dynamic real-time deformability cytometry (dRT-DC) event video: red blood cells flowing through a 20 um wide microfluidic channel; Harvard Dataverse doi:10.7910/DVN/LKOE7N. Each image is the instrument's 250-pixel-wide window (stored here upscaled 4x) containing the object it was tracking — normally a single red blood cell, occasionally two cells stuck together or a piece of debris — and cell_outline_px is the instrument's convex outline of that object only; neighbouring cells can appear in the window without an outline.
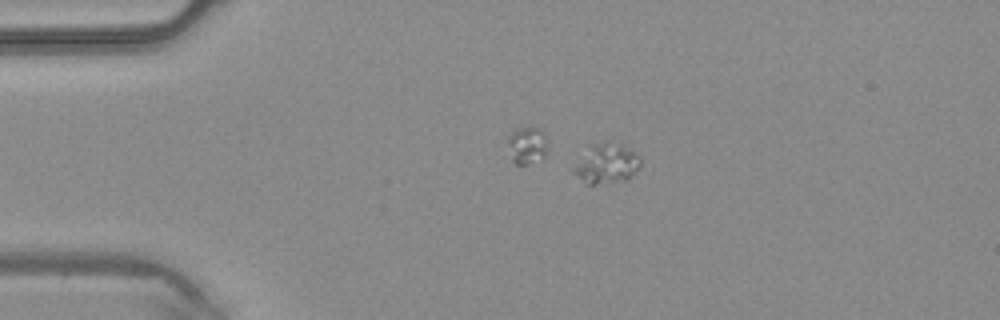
{"species": "common noctule bat (a hibernating species)", "species_latin": "Nyctalus noctula", "temperature_condition": "warm", "stored_images_in_passage": 46, "segment_of_instrument_passage": [2, 2], "camera_frame_rate_fps": 3000, "um_per_image_px": 0.085, "animal": {"sex": "male", "body_mass_g": 20.4}, "frame": {"image": 1, "passage_image": 10, "time_ms": 3.0, "image_size_px": [1000, 320], "cell_outline_px": [[640, 164], [628, 180], [592, 184], [588, 184], [572, 172], [572, 168], [596, 144], [604, 140], [608, 140], [620, 144], [636, 152], [640, 156]], "centroid_in_image_um": [51.61, 13.91], "position_along_channel_um": 33.4, "area_um2": 14.97}}
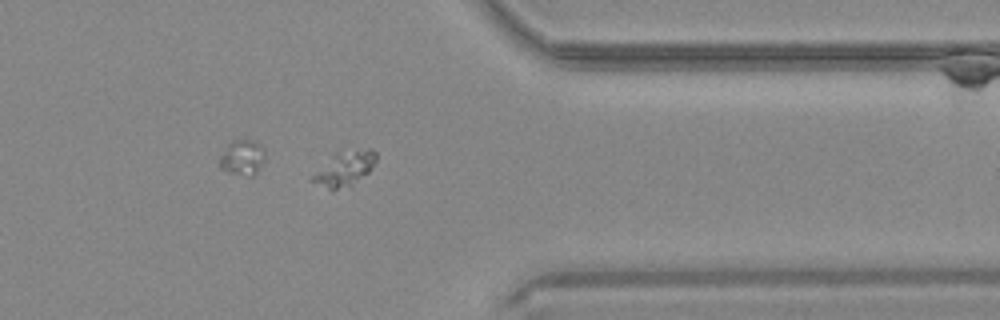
{"frame": {"image": 2, "passage_image": 37, "time_ms": 12.0, "image_size_px": [1000, 320], "cell_outline_px": [[376, 160], [372, 168], [352, 188], [332, 192], [312, 180], [312, 176], [336, 152], [368, 148], [372, 148], [376, 152]], "centroid_in_image_um": [29.35, 14.38], "position_along_channel_um": 382.1, "area_um2": 13.06}}
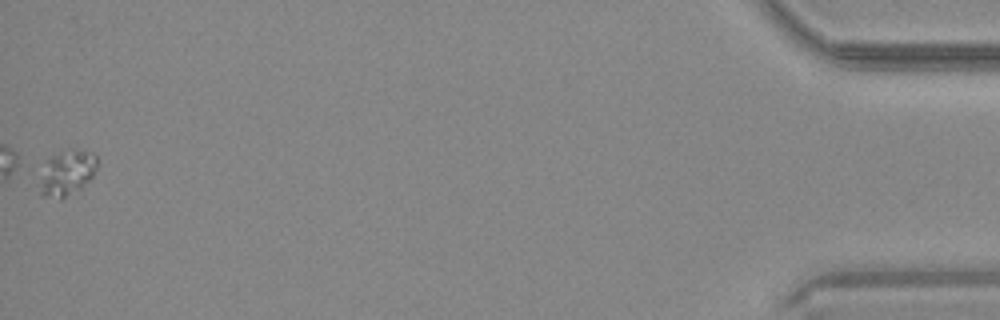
{"frame": {"image": 3, "passage_image": 46, "time_ms": 15.0, "image_size_px": [1000, 320], "cell_outline_px": [[96, 168], [92, 176], [80, 188], [60, 200], [40, 196], [40, 192], [48, 160], [52, 156], [60, 152], [92, 152], [96, 156]], "centroid_in_image_um": [5.71, 14.76], "position_along_channel_um": 429.5, "area_um2": 14.16}}